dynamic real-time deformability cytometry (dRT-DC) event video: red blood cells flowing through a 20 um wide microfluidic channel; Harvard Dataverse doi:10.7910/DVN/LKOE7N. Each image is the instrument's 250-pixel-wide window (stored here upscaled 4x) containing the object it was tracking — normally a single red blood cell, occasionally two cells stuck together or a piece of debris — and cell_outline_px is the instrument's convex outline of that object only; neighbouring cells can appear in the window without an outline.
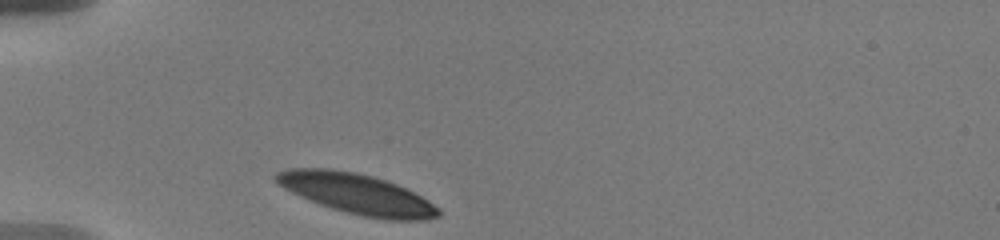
{"species": "human", "species_latin": "Homo sapiens", "temperature_condition": "warm", "stored_images_in_passage": 5, "camera_frame_rate_fps": 3000, "um_per_image_px": 0.085, "donor": {"sex": "male"}, "frame": {"image": 1, "passage_image": 1, "time_ms": 0.0, "image_size_px": [1000, 240], "cell_outline_px": [[440, 216], [424, 220], [388, 220], [364, 216], [332, 208], [320, 204], [300, 196], [284, 188], [276, 180], [276, 172], [288, 168], [328, 168], [352, 172], [372, 176], [396, 184], [428, 200], [440, 208]], "centroid_in_image_um": [30.36, 16.48], "position_along_channel_um": 54.6, "area_um2": 37.63}}
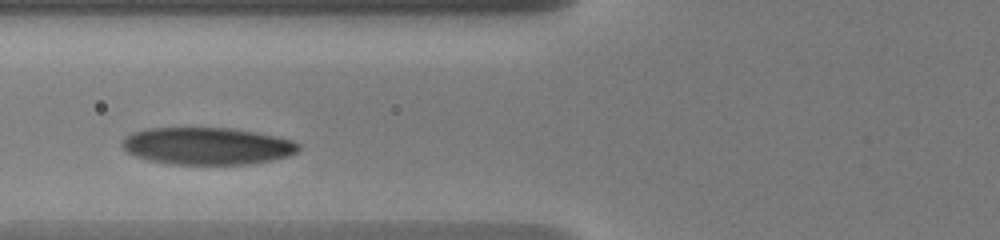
{"frame": {"image": 2, "passage_image": 4, "time_ms": 2.0, "image_size_px": [1000, 240], "cell_outline_px": [[300, 148], [296, 152], [288, 156], [272, 160], [252, 164], [168, 164], [148, 160], [136, 156], [128, 152], [124, 148], [124, 140], [128, 136], [136, 132], [148, 128], [232, 128], [256, 132], [276, 136], [292, 140], [300, 144]], "centroid_in_image_um": [17.67, 12.42], "position_along_channel_um": 108.1, "area_um2": 38.03}}